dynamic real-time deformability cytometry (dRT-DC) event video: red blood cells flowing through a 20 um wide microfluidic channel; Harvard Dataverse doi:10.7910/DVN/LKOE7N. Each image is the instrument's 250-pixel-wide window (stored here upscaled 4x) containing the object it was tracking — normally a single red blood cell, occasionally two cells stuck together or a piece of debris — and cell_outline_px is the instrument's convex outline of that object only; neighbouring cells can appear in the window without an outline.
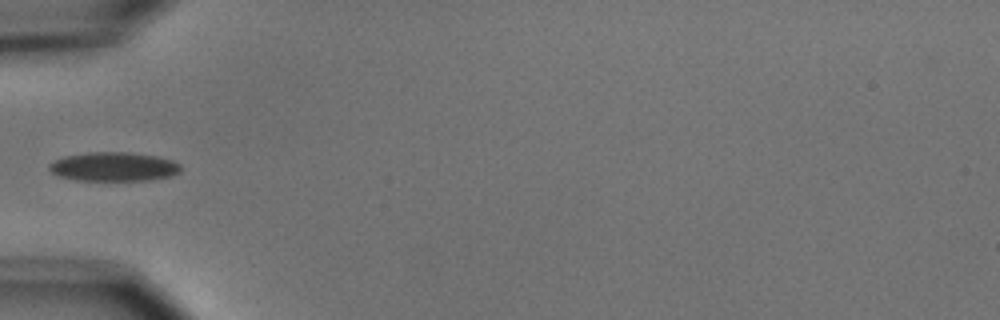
{"species": "common noctule bat (a hibernating species)", "species_latin": "Nyctalus noctula", "temperature_condition": "cold", "stored_images_in_passage": 6, "camera_frame_rate_fps": 3000, "um_per_image_px": 0.085, "animal": {"sex": "male", "body_mass_g": 15.6}, "frame": {"image": 1, "passage_image": 5, "time_ms": 4.667, "image_size_px": [1000, 320], "cell_outline_px": [[180, 172], [172, 176], [148, 180], [76, 180], [60, 176], [52, 172], [48, 168], [48, 164], [64, 156], [88, 152], [128, 152], [156, 156], [172, 160], [180, 164]], "centroid_in_image_um": [9.67, 14.16], "position_along_channel_um": 75.3, "area_um2": 22.2}}
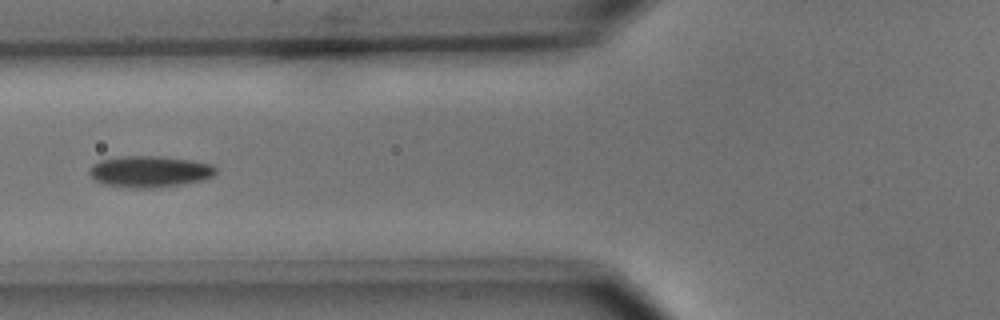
{"frame": {"image": 2, "passage_image": 6, "time_ms": 5.667, "image_size_px": [1000, 320], "cell_outline_px": [[216, 172], [212, 176], [200, 180], [180, 184], [152, 188], [136, 188], [104, 184], [96, 180], [88, 172], [88, 168], [92, 164], [100, 160], [120, 156], [160, 156], [192, 160], [212, 164], [216, 168]], "centroid_in_image_um": [12.69, 14.56], "position_along_channel_um": 113.1, "area_um2": 23.0}}